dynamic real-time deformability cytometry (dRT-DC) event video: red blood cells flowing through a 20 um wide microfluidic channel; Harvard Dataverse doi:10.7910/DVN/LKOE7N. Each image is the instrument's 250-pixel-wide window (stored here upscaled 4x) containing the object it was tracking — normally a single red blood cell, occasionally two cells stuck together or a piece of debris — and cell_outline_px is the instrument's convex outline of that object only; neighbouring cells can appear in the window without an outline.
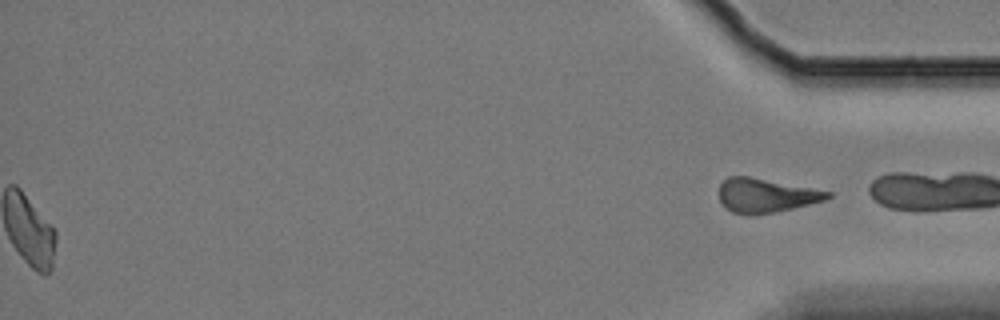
{"species": "Egyptian fruit bat (a non-hibernating species)", "species_latin": "Rousettus aegyptiacus", "temperature_condition": "cold", "stored_images_in_passage": 52, "segment_of_instrument_passage": [2, 2], "camera_frame_rate_fps": 3000, "um_per_image_px": 0.085, "animal": {"sex": "female"}, "frame": {"image": 1, "passage_image": 52, "time_ms": 17.0, "image_size_px": [1000, 320], "cell_outline_px": [[832, 196], [824, 200], [776, 212], [752, 216], [748, 216], [732, 212], [724, 208], [720, 200], [720, 184], [728, 176], [748, 176], [832, 192]], "centroid_in_image_um": [65.05, 16.63], "position_along_channel_um": 370.2, "area_um2": 21.5}}